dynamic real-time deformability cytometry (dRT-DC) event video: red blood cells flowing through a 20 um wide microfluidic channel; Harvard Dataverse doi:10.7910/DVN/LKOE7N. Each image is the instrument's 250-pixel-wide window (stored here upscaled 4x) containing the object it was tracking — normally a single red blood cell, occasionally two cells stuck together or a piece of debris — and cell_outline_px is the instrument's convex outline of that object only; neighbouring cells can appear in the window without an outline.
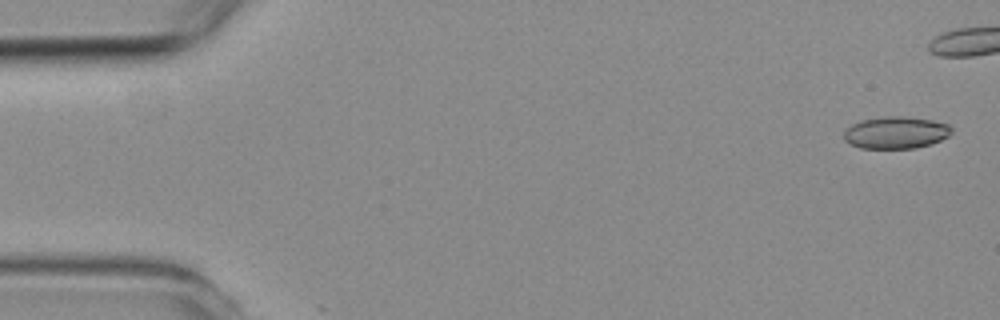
{"species": "common noctule bat (a hibernating species)", "species_latin": "Nyctalus noctula", "temperature_condition": "room temperature", "stored_images_in_passage": 6, "camera_frame_rate_fps": 3000, "um_per_image_px": 0.085, "animal": {"sex": "female", "body_mass_g": 19.3, "forearm_length_mm": 54.1}, "frame": {"image": 1, "passage_image": 1, "time_ms": 0.0, "image_size_px": [1000, 320], "cell_outline_px": [[952, 132], [948, 136], [932, 144], [916, 148], [860, 148], [844, 140], [844, 132], [852, 124], [860, 120], [884, 116], [900, 116], [932, 120], [948, 124], [952, 128]], "centroid_in_image_um": [76.16, 11.27], "position_along_channel_um": 8.8, "area_um2": 20.11}}